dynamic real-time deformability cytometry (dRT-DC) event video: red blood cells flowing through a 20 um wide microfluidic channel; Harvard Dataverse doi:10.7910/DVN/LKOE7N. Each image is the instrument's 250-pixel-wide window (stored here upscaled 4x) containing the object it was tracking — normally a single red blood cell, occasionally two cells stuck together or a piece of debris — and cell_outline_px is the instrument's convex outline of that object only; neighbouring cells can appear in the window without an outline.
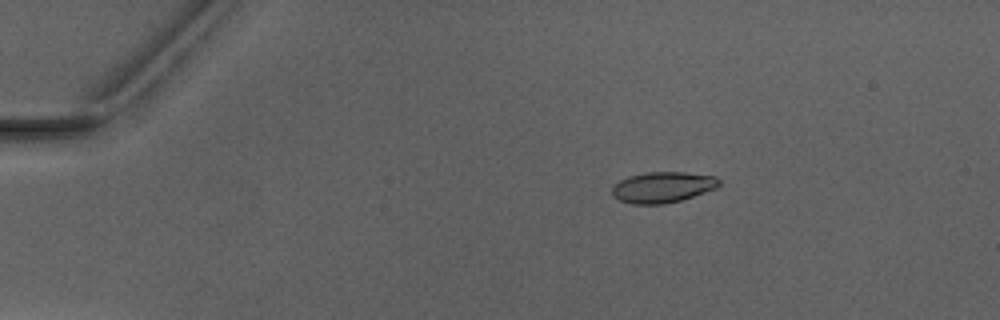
{"species": "Egyptian fruit bat (a non-hibernating species)", "species_latin": "Rousettus aegyptiacus", "temperature_condition": "warm", "stored_images_in_passage": 5, "camera_frame_rate_fps": 3000, "um_per_image_px": 0.085, "animal": {"sex": "male"}, "frame": {"image": 1, "passage_image": 3, "time_ms": 2.333, "image_size_px": [1000, 320], "cell_outline_px": [[720, 184], [716, 188], [680, 200], [664, 204], [632, 204], [620, 200], [612, 196], [612, 184], [628, 176], [648, 172], [684, 172], [716, 176], [720, 180]], "centroid_in_image_um": [56.3, 15.9], "position_along_channel_um": 28.7, "area_um2": 19.25}}